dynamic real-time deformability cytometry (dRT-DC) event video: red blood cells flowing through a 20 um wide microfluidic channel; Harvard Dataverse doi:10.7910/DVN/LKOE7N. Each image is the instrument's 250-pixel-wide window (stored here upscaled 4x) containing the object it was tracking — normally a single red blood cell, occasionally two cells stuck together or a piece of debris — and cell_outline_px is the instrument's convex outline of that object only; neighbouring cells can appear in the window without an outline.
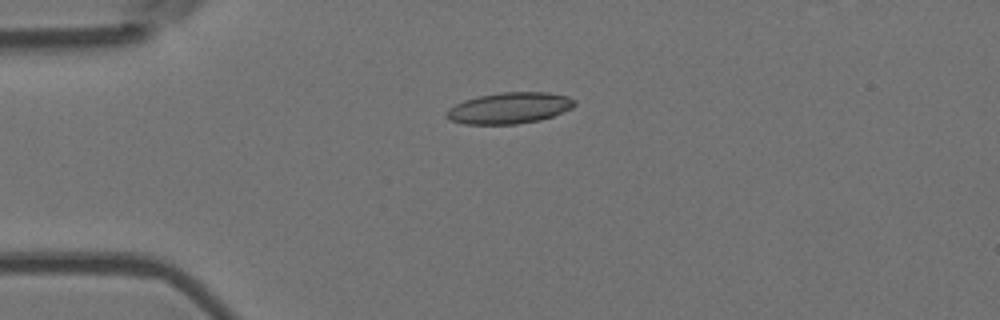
{"species": "Egyptian fruit bat (a non-hibernating species)", "species_latin": "Rousettus aegyptiacus", "temperature_condition": "room temperature", "stored_images_in_passage": 5, "camera_frame_rate_fps": 3000, "um_per_image_px": 0.085, "animal": {"sex": "female"}, "frame": {"image": 1, "passage_image": 1, "time_ms": 0.0, "image_size_px": [1000, 320], "cell_outline_px": [[576, 104], [572, 108], [552, 116], [540, 120], [516, 124], [464, 124], [448, 120], [444, 116], [444, 112], [448, 108], [464, 100], [476, 96], [500, 92], [548, 92], [568, 96], [576, 100]], "centroid_in_image_um": [43.26, 9.18], "position_along_channel_um": 41.7, "area_um2": 23.58}}
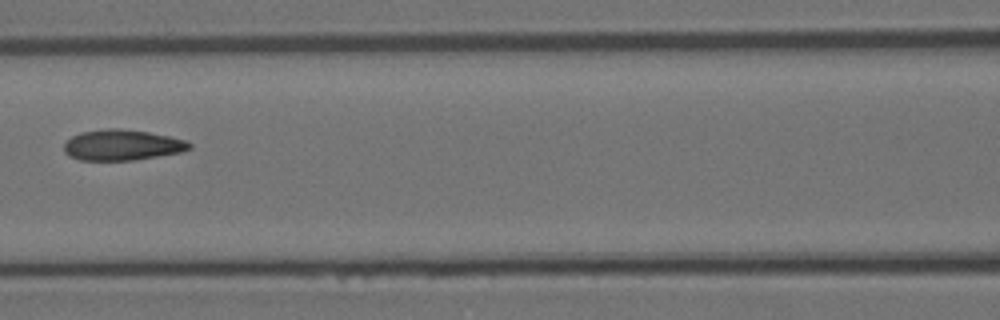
{"frame": {"image": 2, "passage_image": 4, "time_ms": 1.0, "image_size_px": [1000, 320], "cell_outline_px": [[192, 148], [180, 152], [132, 160], [80, 160], [68, 156], [64, 152], [64, 144], [72, 136], [80, 132], [108, 128], [120, 128], [148, 132], [188, 140], [192, 144]], "centroid_in_image_um": [10.37, 12.32], "position_along_channel_um": 156.2, "area_um2": 22.43}}
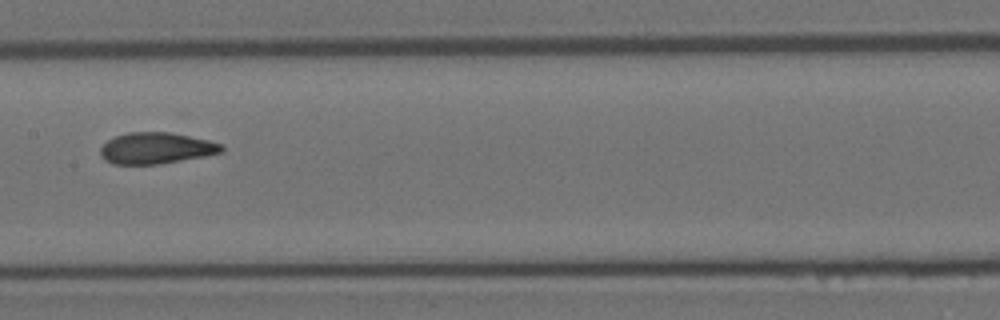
{"frame": {"image": 3, "passage_image": 5, "time_ms": 1.333, "image_size_px": [1000, 320], "cell_outline_px": [[224, 152], [204, 156], [156, 164], [112, 164], [104, 160], [100, 156], [100, 148], [108, 140], [116, 136], [128, 132], [168, 132], [208, 140], [224, 144]], "centroid_in_image_um": [13.27, 12.59], "position_along_channel_um": 194.1, "area_um2": 22.02}}